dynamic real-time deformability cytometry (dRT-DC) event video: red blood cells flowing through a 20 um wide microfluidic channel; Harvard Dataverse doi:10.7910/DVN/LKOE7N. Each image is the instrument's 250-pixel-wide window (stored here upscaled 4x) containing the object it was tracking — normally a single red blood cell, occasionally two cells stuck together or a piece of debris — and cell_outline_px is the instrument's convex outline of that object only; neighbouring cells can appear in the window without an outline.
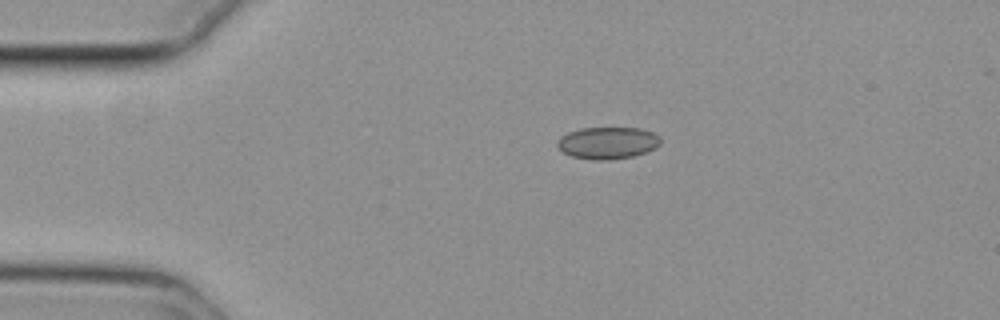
{"species": "common noctule bat (a hibernating species)", "species_latin": "Nyctalus noctula", "temperature_condition": "cold", "stored_images_in_passage": 37, "camera_frame_rate_fps": 3000, "um_per_image_px": 0.085, "animal": {"sex": "female", "body_mass_g": 29.2, "forearm_length_mm": 56.3}, "frame": {"image": 1, "passage_image": 1, "time_ms": 0.0, "image_size_px": [1000, 320], "cell_outline_px": [[660, 144], [656, 148], [648, 152], [632, 156], [608, 160], [592, 160], [572, 156], [564, 152], [556, 144], [556, 140], [560, 136], [568, 132], [580, 128], [640, 128], [652, 132], [660, 136]], "centroid_in_image_um": [51.65, 12.14], "position_along_channel_um": 33.3, "area_um2": 19.36}}
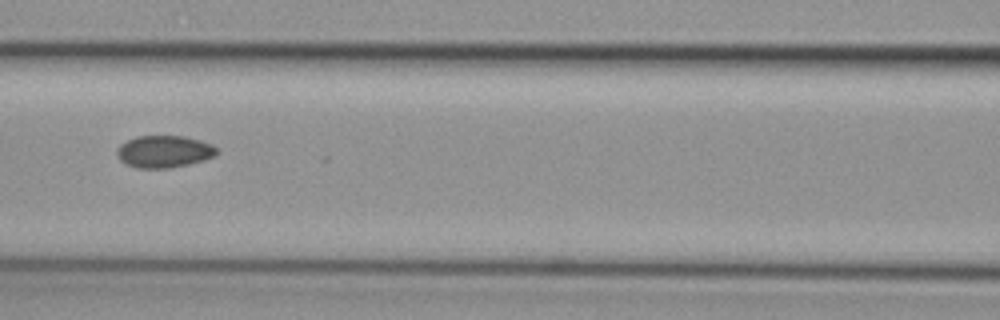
{"frame": {"image": 2, "passage_image": 14, "time_ms": 4.333, "image_size_px": [1000, 320], "cell_outline_px": [[220, 152], [216, 156], [204, 160], [188, 164], [168, 168], [136, 168], [124, 164], [116, 156], [116, 148], [120, 144], [136, 136], [184, 136], [200, 140], [212, 144], [220, 148]], "centroid_in_image_um": [13.96, 12.88], "position_along_channel_um": 152.6, "area_um2": 19.07}}
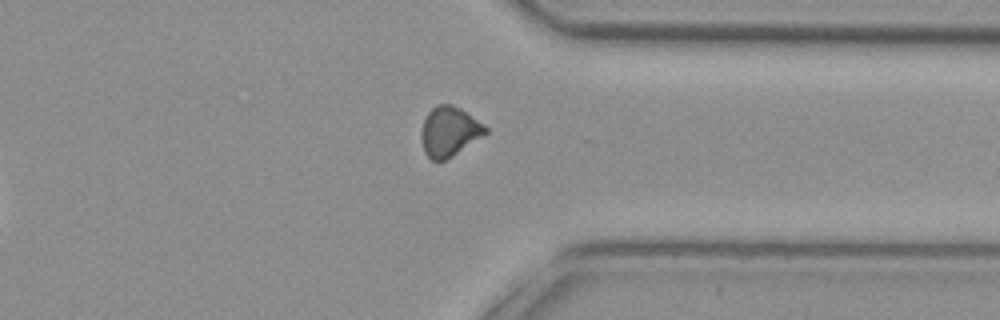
{"frame": {"image": 3, "passage_image": 32, "time_ms": 10.333, "image_size_px": [1000, 320], "cell_outline_px": [[488, 132], [452, 156], [444, 160], [432, 160], [424, 152], [424, 120], [428, 112], [436, 104], [452, 104], [460, 108], [484, 124], [488, 128]], "centroid_in_image_um": [38.23, 11.15], "position_along_channel_um": 373.2, "area_um2": 17.98}, "authors_computed_cell_mechanics": {"area_um2": 18.785, "velocity_mm_per_s": 3.7261, "shape_relaxation_time_tau1_ms": null, "shape_relaxation_time_tau2_ms": 5.8058, "deformation_change_tau1": null, "deformation_change_tau2": 0.0881}}